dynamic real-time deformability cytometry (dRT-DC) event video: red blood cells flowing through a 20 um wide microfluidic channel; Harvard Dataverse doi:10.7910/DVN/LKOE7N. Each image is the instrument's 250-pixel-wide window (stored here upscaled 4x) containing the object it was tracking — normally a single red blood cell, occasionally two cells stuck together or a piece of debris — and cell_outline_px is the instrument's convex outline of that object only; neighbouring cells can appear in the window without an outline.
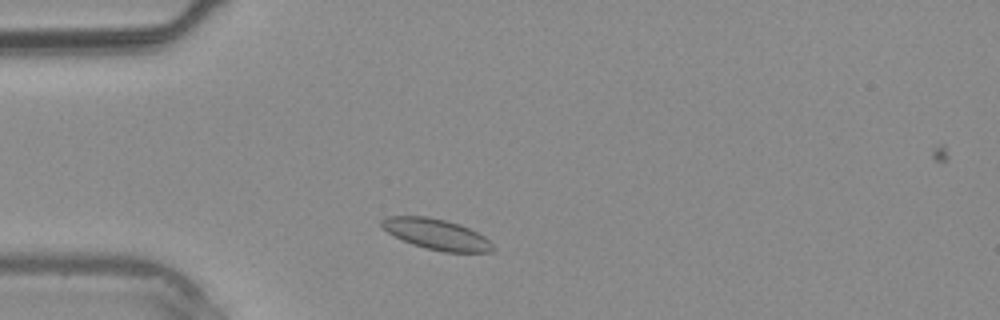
{"species": "common noctule bat (a hibernating species)", "species_latin": "Nyctalus noctula", "temperature_condition": "warm", "stored_images_in_passage": 3, "camera_frame_rate_fps": 3000, "um_per_image_px": 0.085, "animal": {"sex": "male", "body_mass_g": 20.4}, "frame": {"image": 1, "passage_image": 2, "time_ms": 1.0, "image_size_px": [1000, 320], "cell_outline_px": [[496, 248], [492, 252], [444, 252], [412, 244], [388, 232], [380, 224], [380, 220], [384, 216], [424, 216], [444, 220], [460, 224], [484, 236]], "centroid_in_image_um": [37.1, 19.91], "position_along_channel_um": 47.9, "area_um2": 19.65}}